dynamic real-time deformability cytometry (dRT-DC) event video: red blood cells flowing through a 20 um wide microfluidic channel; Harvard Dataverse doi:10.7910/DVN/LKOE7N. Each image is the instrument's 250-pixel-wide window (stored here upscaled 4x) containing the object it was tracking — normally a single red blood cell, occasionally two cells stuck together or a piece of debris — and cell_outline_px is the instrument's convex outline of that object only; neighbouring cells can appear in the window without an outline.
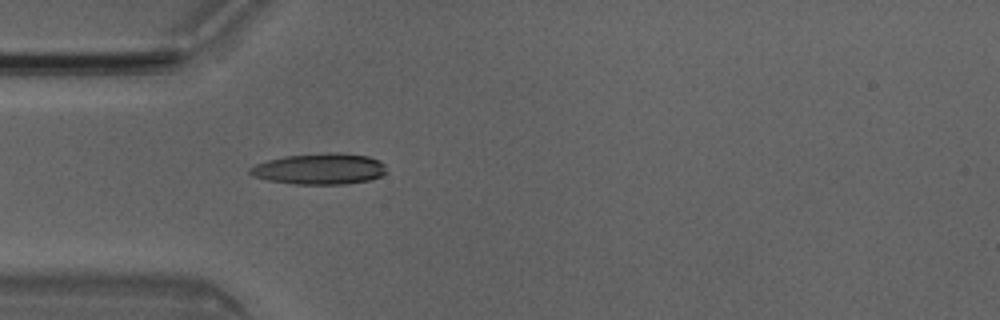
{"species": "Egyptian fruit bat (a non-hibernating species)", "species_latin": "Rousettus aegyptiacus", "temperature_condition": "room temperature", "stored_images_in_passage": 5, "camera_frame_rate_fps": 3000, "um_per_image_px": 0.085, "animal": {"sex": "male"}, "frame": {"image": 1, "passage_image": 5, "time_ms": 1.333, "image_size_px": [1000, 320], "cell_outline_px": [[384, 172], [380, 176], [368, 180], [344, 184], [296, 184], [268, 180], [252, 176], [248, 172], [248, 168], [256, 164], [268, 160], [284, 156], [336, 152], [340, 152], [368, 156], [380, 160], [384, 164]], "centroid_in_image_um": [27.14, 14.35], "position_along_channel_um": 57.9, "area_um2": 24.57}}